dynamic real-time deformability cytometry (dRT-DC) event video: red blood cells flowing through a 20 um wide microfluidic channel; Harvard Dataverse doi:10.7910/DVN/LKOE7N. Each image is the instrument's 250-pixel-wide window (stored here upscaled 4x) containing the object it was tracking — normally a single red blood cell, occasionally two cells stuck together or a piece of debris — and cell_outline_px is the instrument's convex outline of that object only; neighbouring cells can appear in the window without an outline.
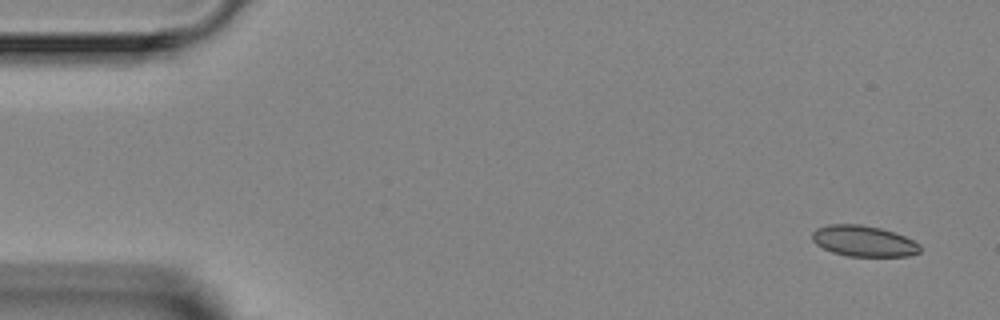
{"species": "Egyptian fruit bat (a non-hibernating species)", "species_latin": "Rousettus aegyptiacus", "temperature_condition": "room temperature", "stored_images_in_passage": 5, "camera_frame_rate_fps": 3000, "um_per_image_px": 0.085, "animal": {"sex": "female"}, "frame": {"image": 1, "passage_image": 1, "time_ms": 0.0, "image_size_px": [1000, 320], "cell_outline_px": [[920, 252], [908, 256], [848, 256], [832, 252], [816, 244], [812, 240], [812, 232], [816, 228], [828, 224], [860, 224], [880, 228], [904, 236], [920, 244]], "centroid_in_image_um": [73.39, 20.48], "position_along_channel_um": 11.6, "area_um2": 19.36}}